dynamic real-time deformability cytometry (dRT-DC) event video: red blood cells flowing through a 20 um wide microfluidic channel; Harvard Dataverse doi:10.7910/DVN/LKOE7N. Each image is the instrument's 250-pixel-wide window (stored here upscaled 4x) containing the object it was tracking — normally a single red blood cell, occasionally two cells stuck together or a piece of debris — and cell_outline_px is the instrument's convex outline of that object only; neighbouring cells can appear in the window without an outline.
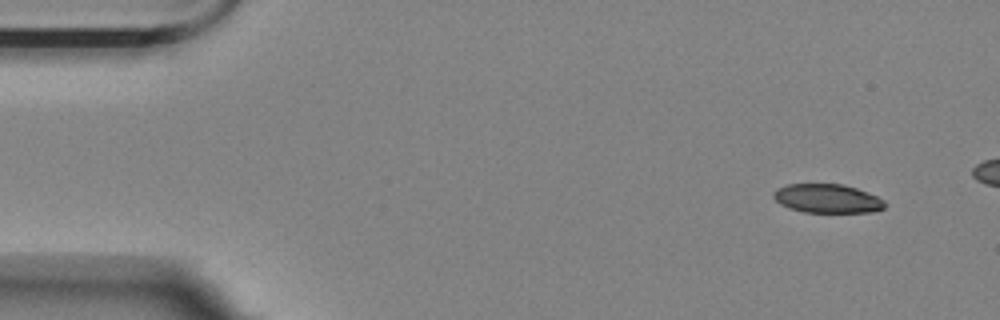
{"species": "Egyptian fruit bat (a non-hibernating species)", "species_latin": "Rousettus aegyptiacus", "temperature_condition": "room temperature", "stored_images_in_passage": 13, "camera_frame_rate_fps": 3000, "um_per_image_px": 0.085, "animal": {"sex": "female"}, "frame": {"image": 1, "passage_image": 1, "time_ms": 0.0, "image_size_px": [1000, 320], "cell_outline_px": [[884, 208], [872, 212], [804, 212], [780, 204], [772, 196], [772, 192], [776, 188], [788, 184], [844, 184], [856, 188], [876, 196], [884, 200]], "centroid_in_image_um": [70.29, 16.86], "position_along_channel_um": 14.7, "area_um2": 18.61}}